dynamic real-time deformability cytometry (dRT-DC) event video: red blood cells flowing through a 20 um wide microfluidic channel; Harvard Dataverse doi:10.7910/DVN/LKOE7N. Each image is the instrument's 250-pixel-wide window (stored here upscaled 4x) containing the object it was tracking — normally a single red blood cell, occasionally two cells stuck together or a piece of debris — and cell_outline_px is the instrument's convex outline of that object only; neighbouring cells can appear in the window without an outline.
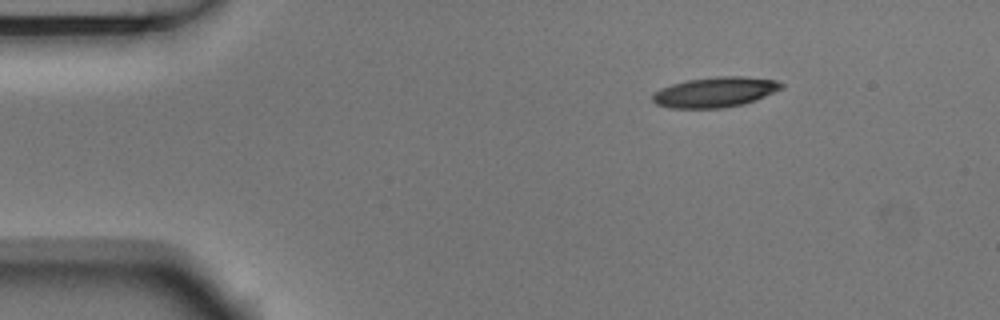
{"species": "Egyptian fruit bat (a non-hibernating species)", "species_latin": "Rousettus aegyptiacus", "temperature_condition": "room temperature", "stored_images_in_passage": 3, "camera_frame_rate_fps": 3000, "um_per_image_px": 0.085, "animal": {"sex": "male"}, "frame": {"image": 1, "passage_image": 1, "time_ms": 0.0, "image_size_px": [1000, 320], "cell_outline_px": [[784, 88], [744, 104], [720, 108], [672, 108], [656, 104], [652, 100], [652, 96], [660, 88], [672, 84], [688, 80], [716, 76], [744, 76], [776, 80], [784, 84]], "centroid_in_image_um": [60.8, 7.82], "position_along_channel_um": 24.2, "area_um2": 22.6}}
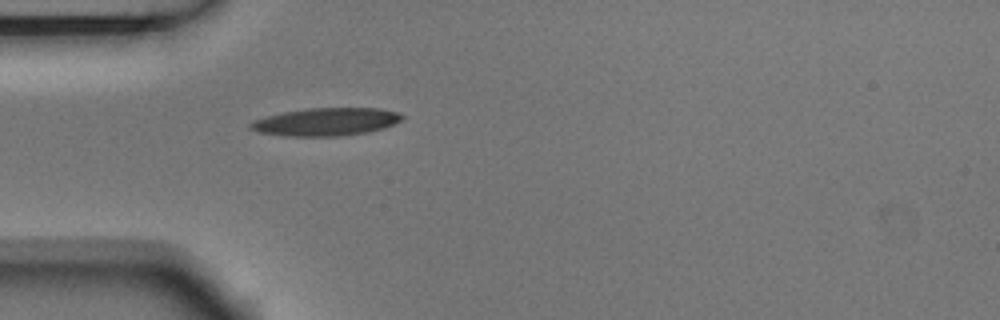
{"frame": {"image": 2, "passage_image": 3, "time_ms": 0.667, "image_size_px": [1000, 320], "cell_outline_px": [[404, 116], [400, 120], [384, 128], [368, 132], [340, 136], [288, 136], [260, 132], [248, 128], [248, 124], [252, 120], [284, 112], [308, 108], [376, 108], [396, 112]], "centroid_in_image_um": [27.68, 10.35], "position_along_channel_um": 57.3, "area_um2": 24.39}}